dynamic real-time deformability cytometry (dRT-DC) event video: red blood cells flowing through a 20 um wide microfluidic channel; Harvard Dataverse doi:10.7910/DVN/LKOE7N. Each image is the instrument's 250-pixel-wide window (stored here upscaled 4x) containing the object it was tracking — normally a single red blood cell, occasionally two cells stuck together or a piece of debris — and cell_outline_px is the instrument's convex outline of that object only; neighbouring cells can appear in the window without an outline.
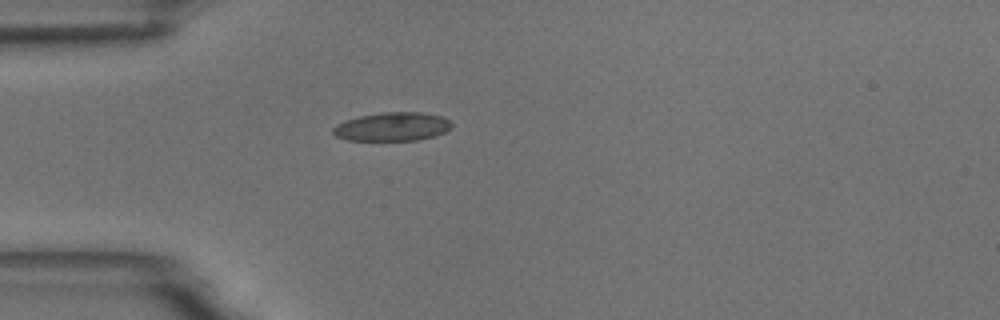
{"species": "common noctule bat (a hibernating species)", "species_latin": "Nyctalus noctula", "temperature_condition": "room temperature", "stored_images_in_passage": 2, "camera_frame_rate_fps": 3000, "um_per_image_px": 0.085, "animal": {"sex": "male", "body_mass_g": 18.8}, "frame": {"image": 1, "passage_image": 1, "time_ms": 0.0, "image_size_px": [1000, 320], "cell_outline_px": [[452, 128], [436, 136], [416, 140], [348, 140], [336, 136], [332, 132], [332, 128], [336, 124], [344, 120], [360, 116], [384, 112], [420, 112], [444, 116], [452, 124]], "centroid_in_image_um": [33.35, 10.76], "position_along_channel_um": 51.6, "area_um2": 19.88}}